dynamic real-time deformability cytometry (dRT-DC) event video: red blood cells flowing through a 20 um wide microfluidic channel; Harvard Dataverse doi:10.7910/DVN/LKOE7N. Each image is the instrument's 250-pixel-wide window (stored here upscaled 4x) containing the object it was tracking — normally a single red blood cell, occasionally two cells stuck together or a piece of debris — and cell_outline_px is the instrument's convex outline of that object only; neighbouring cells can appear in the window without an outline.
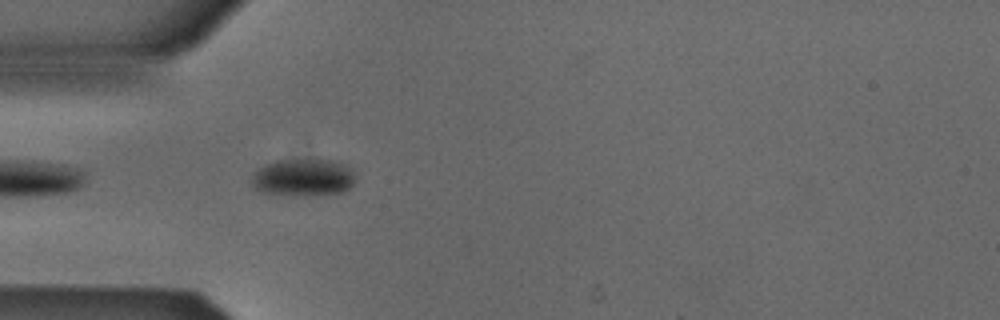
{"species": "Egyptian fruit bat (a non-hibernating species)", "species_latin": "Rousettus aegyptiacus", "temperature_condition": "cold", "stored_images_in_passage": 4, "segment_of_instrument_passage": [2, 2], "camera_frame_rate_fps": 3000, "um_per_image_px": 0.085, "animal": {"sex": "male"}, "frame": {"image": 1, "passage_image": 4, "time_ms": 1.0, "image_size_px": [1000, 320], "cell_outline_px": [[352, 184], [344, 192], [264, 192], [256, 188], [252, 184], [252, 172], [276, 160], [332, 160], [344, 164], [352, 168]], "centroid_in_image_um": [25.76, 15.01], "position_along_channel_um": 59.2, "area_um2": 21.04}}